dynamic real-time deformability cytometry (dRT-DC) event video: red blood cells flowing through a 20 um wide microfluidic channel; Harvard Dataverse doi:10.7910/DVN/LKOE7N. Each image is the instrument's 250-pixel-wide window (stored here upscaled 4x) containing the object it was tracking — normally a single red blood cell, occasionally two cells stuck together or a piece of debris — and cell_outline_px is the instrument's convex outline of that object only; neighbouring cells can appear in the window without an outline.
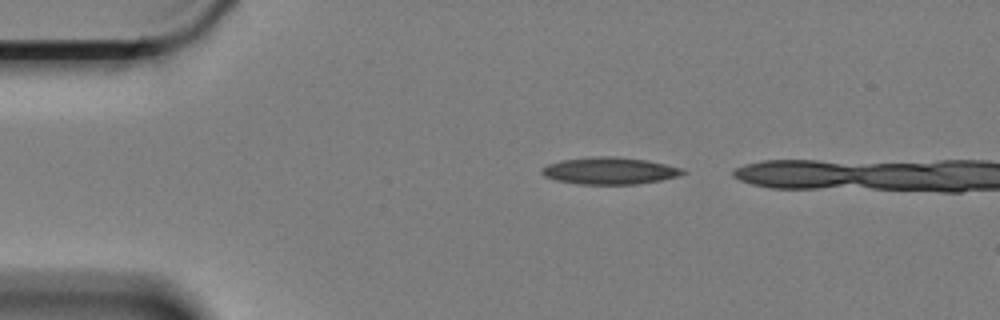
{"species": "Egyptian fruit bat (a non-hibernating species)", "species_latin": "Rousettus aegyptiacus", "temperature_condition": "cold", "stored_images_in_passage": 4, "camera_frame_rate_fps": 3000, "um_per_image_px": 0.085, "animal": {"sex": "female"}, "frame": {"image": 1, "passage_image": 2, "time_ms": 0.333, "image_size_px": [1000, 320], "cell_outline_px": [[688, 172], [676, 176], [660, 180], [636, 184], [580, 184], [556, 180], [544, 176], [540, 172], [540, 168], [548, 164], [560, 160], [592, 156], [616, 156], [648, 160], [684, 168]], "centroid_in_image_um": [51.81, 14.5], "position_along_channel_um": 33.2, "area_um2": 22.37}}